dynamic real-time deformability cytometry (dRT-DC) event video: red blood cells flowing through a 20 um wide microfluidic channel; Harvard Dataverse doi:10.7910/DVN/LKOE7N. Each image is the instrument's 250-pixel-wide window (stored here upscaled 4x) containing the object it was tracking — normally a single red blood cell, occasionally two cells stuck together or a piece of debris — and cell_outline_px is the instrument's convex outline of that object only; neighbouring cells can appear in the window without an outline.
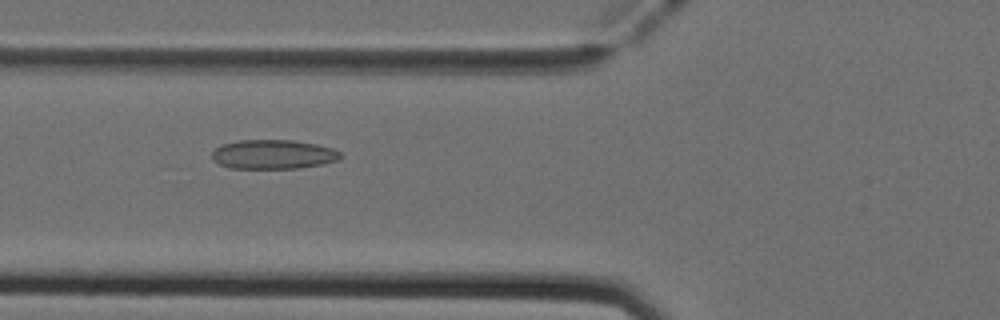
{"species": "Egyptian fruit bat (a non-hibernating species)", "species_latin": "Rousettus aegyptiacus", "temperature_condition": "cold", "stored_images_in_passage": 52, "camera_frame_rate_fps": 3000, "um_per_image_px": 0.085, "animal": {"sex": "female"}, "frame": {"image": 1, "passage_image": 20, "time_ms": 6.333, "image_size_px": [1000, 320], "cell_outline_px": [[344, 156], [340, 160], [300, 168], [232, 168], [220, 164], [212, 160], [212, 152], [220, 144], [240, 140], [292, 140], [316, 144], [332, 148], [340, 152]], "centroid_in_image_um": [23.23, 13.11], "position_along_channel_um": 102.6, "area_um2": 21.96}}
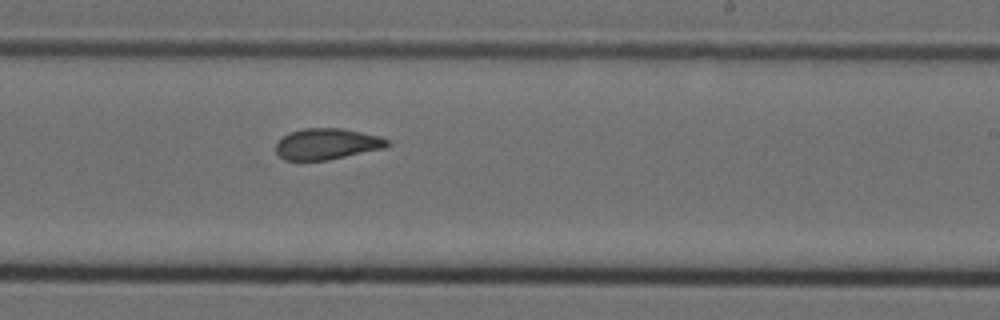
{"frame": {"image": 2, "passage_image": 32, "time_ms": 10.333, "image_size_px": [1000, 320], "cell_outline_px": [[392, 144], [384, 148], [328, 160], [284, 160], [276, 152], [276, 144], [284, 136], [292, 132], [304, 128], [344, 128], [380, 136], [388, 140]], "centroid_in_image_um": [27.82, 12.23], "position_along_channel_um": 261.2, "area_um2": 20.11}}
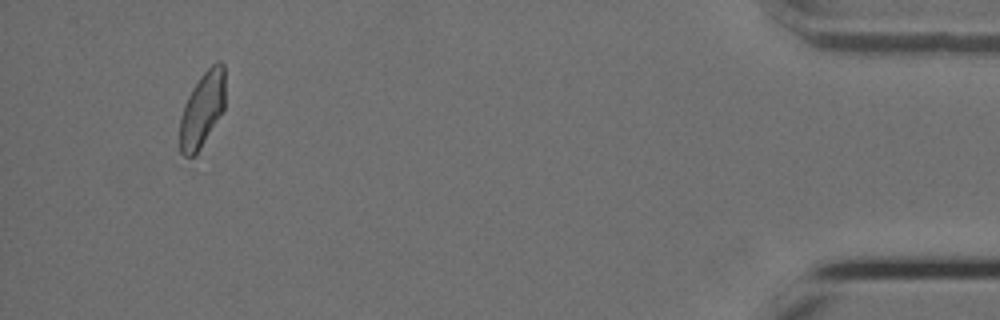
{"frame": {"image": 3, "passage_image": 49, "time_ms": 16.0, "image_size_px": [1000, 320], "cell_outline_px": [[224, 108], [196, 156], [184, 156], [180, 152], [180, 120], [184, 104], [188, 96], [200, 76], [216, 60], [220, 60], [224, 64]], "centroid_in_image_um": [17.19, 9.29], "position_along_channel_um": 418.0, "area_um2": 19.71}, "authors_computed_cell_mechanics": {"area_um2": 20.8947, "velocity_mm_per_s": 3.9756, "shape_relaxation_time_tau1_ms": 8.8497, "shape_relaxation_time_tau2_ms": 1.8291, "deformation_change_tau1": 0.168, "deformation_change_tau2": 0.0858}}